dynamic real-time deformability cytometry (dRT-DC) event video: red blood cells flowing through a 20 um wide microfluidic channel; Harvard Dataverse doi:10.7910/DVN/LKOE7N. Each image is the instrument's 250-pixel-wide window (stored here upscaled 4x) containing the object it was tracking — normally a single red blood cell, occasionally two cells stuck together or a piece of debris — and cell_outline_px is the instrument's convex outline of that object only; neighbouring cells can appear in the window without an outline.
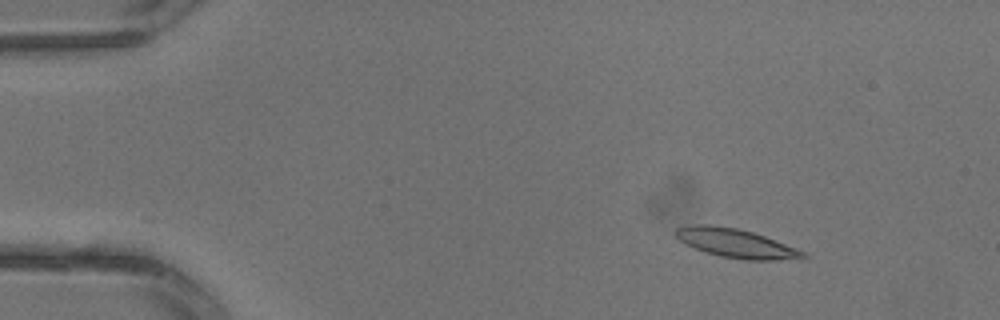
{"species": "common noctule bat (a hibernating species)", "species_latin": "Nyctalus noctula", "temperature_condition": "warm", "stored_images_in_passage": 3, "camera_frame_rate_fps": 3000, "um_per_image_px": 0.085, "animal": {"sex": "male", "body_mass_g": 13.3}, "frame": {"image": 1, "passage_image": 2, "time_ms": 0.333, "image_size_px": [1000, 320], "cell_outline_px": [[808, 256], [776, 260], [744, 260], [720, 256], [704, 252], [684, 244], [676, 236], [676, 228], [688, 224], [708, 224], [736, 228], [752, 232], [764, 236], [796, 248], [804, 252]], "centroid_in_image_um": [62.47, 20.67], "position_along_channel_um": 22.5, "area_um2": 21.27}}